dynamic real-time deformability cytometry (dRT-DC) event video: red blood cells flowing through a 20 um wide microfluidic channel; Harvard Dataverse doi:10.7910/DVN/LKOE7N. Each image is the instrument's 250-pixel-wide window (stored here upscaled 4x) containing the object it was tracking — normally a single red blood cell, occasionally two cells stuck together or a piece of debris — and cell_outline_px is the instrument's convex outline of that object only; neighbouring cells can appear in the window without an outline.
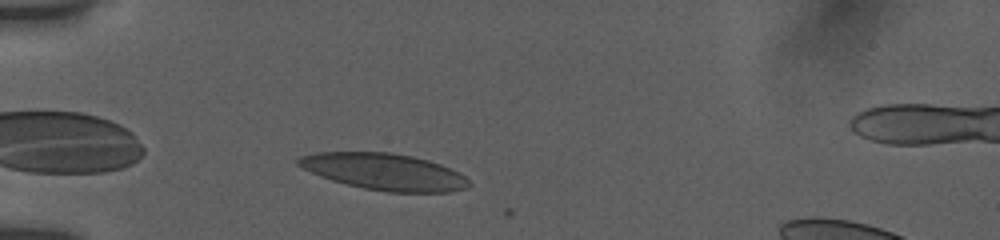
{"species": "human", "species_latin": "Homo sapiens", "temperature_condition": "room temperature", "stored_images_in_passage": 40, "camera_frame_rate_fps": 3000, "um_per_image_px": 0.085, "donor": {"sex": "female"}, "frame": {"image": 1, "passage_image": 3, "time_ms": 0.667, "image_size_px": [1000, 240], "cell_outline_px": [[472, 184], [468, 188], [452, 192], [388, 192], [364, 188], [332, 180], [320, 176], [296, 164], [296, 160], [300, 156], [316, 152], [388, 152], [412, 156], [428, 160], [440, 164], [460, 172]], "centroid_in_image_um": [32.7, 14.59], "position_along_channel_um": 52.3, "area_um2": 36.36}}
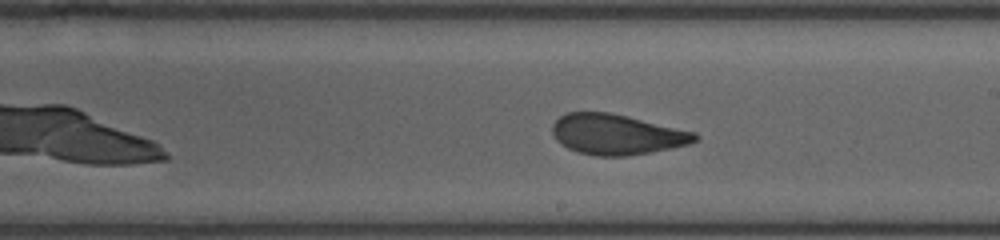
{"frame": {"image": 2, "passage_image": 19, "time_ms": 6.0, "image_size_px": [1000, 240], "cell_outline_px": [[700, 136], [696, 140], [688, 144], [648, 152], [624, 156], [596, 156], [576, 152], [560, 144], [556, 140], [552, 132], [552, 124], [560, 116], [568, 112], [608, 112], [628, 116], [696, 132]], "centroid_in_image_um": [52.38, 11.42], "position_along_channel_um": 236.6, "area_um2": 33.47}}
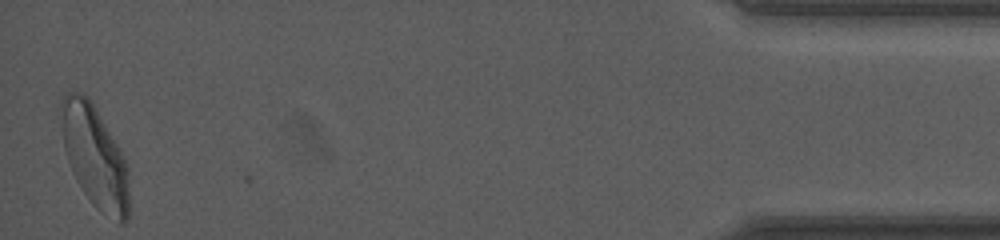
{"frame": {"image": 3, "passage_image": 40, "time_ms": 13.0, "image_size_px": [1000, 240], "cell_outline_px": [[128, 220], [124, 224], [120, 224], [100, 212], [96, 208], [84, 192], [76, 180], [72, 172], [64, 148], [56, 108], [64, 92], [80, 92], [88, 96], [116, 144], [128, 168]], "centroid_in_image_um": [7.98, 13.27], "position_along_channel_um": 427.2, "area_um2": 40.63}, "authors_computed_cell_mechanics": {"area_um2": 35.5759, "velocity_mm_per_s": 3.8339, "shape_relaxation_time_tau1_ms": 6.1013, "shape_relaxation_time_tau2_ms": 1.4959, "deformation_change_tau1": 0.1696, "deformation_change_tau2": 0.0706}}